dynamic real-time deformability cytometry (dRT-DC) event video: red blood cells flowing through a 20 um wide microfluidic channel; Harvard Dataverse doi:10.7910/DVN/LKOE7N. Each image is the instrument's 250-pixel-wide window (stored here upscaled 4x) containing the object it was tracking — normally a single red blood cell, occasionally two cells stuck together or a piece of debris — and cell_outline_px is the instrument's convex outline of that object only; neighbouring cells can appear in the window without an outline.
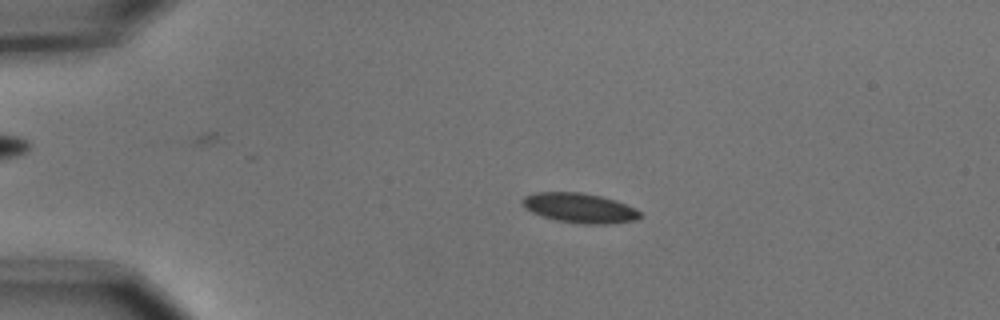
{"species": "common noctule bat (a hibernating species)", "species_latin": "Nyctalus noctula", "temperature_condition": "cold", "stored_images_in_passage": 10, "camera_frame_rate_fps": 3000, "um_per_image_px": 0.085, "animal": {"sex": "male", "body_mass_g": 15.6}, "frame": {"image": 1, "passage_image": 3, "time_ms": 0.667, "image_size_px": [1000, 320], "cell_outline_px": [[644, 216], [636, 220], [608, 224], [584, 224], [556, 220], [532, 212], [520, 204], [520, 200], [524, 196], [532, 192], [580, 192], [600, 196], [616, 200], [636, 208]], "centroid_in_image_um": [49.27, 17.67], "position_along_channel_um": 35.7, "area_um2": 20.58}}
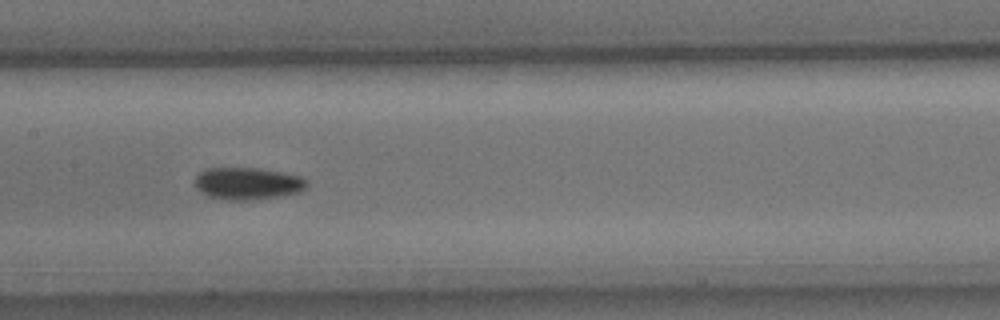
{"frame": {"image": 2, "passage_image": 7, "time_ms": 2.0, "image_size_px": [1000, 320], "cell_outline_px": [[308, 184], [300, 192], [280, 196], [252, 200], [224, 200], [208, 196], [200, 192], [196, 188], [196, 176], [204, 168], [260, 168], [284, 172], [300, 176], [308, 180]], "centroid_in_image_um": [21.06, 15.59], "position_along_channel_um": 186.3, "area_um2": 21.21}}
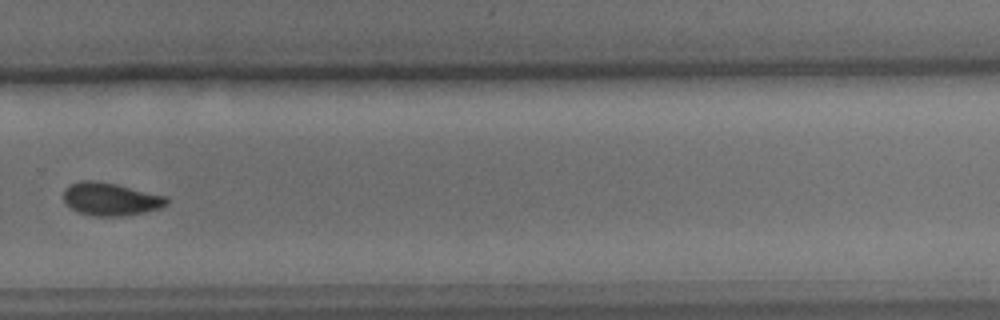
{"frame": {"image": 3, "passage_image": 10, "time_ms": 3.0, "image_size_px": [1000, 320], "cell_outline_px": [[168, 204], [160, 208], [144, 212], [120, 216], [96, 216], [76, 212], [64, 204], [64, 188], [68, 184], [80, 180], [92, 180], [116, 184], [168, 196]], "centroid_in_image_um": [9.37, 16.91], "position_along_channel_um": 320.4, "area_um2": 20.0}}